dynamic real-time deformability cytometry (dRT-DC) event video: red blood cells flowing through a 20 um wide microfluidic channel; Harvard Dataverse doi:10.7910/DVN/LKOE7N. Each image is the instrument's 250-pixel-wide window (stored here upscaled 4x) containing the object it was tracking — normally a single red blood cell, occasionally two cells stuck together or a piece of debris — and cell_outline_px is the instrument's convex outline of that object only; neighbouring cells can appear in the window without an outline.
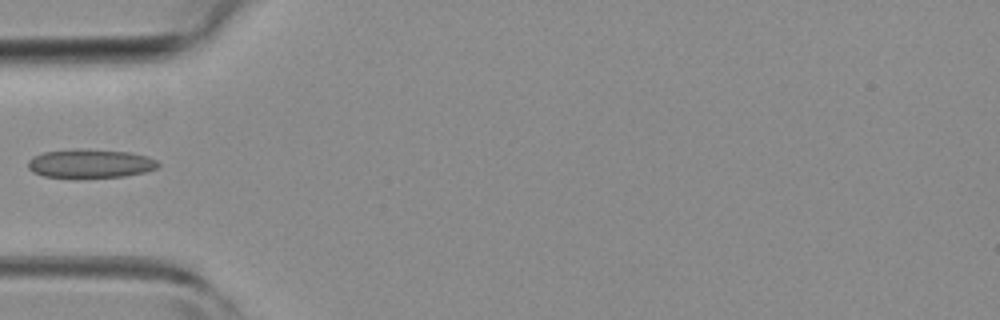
{"species": "common noctule bat (a hibernating species)", "species_latin": "Nyctalus noctula", "temperature_condition": "room temperature", "stored_images_in_passage": 1, "camera_frame_rate_fps": 3000, "um_per_image_px": 0.085, "animal": {"sex": "female", "body_mass_g": 19.3, "forearm_length_mm": 54.1}, "frame": {"image": 1, "passage_image": 1, "time_ms": 0.0, "image_size_px": [1000, 320], "cell_outline_px": [[160, 164], [156, 168], [144, 172], [124, 176], [44, 176], [32, 172], [28, 168], [28, 160], [32, 156], [44, 152], [80, 148], [132, 152], [148, 156], [156, 160]], "centroid_in_image_um": [7.68, 13.86], "position_along_channel_um": 77.3, "area_um2": 21.5}}